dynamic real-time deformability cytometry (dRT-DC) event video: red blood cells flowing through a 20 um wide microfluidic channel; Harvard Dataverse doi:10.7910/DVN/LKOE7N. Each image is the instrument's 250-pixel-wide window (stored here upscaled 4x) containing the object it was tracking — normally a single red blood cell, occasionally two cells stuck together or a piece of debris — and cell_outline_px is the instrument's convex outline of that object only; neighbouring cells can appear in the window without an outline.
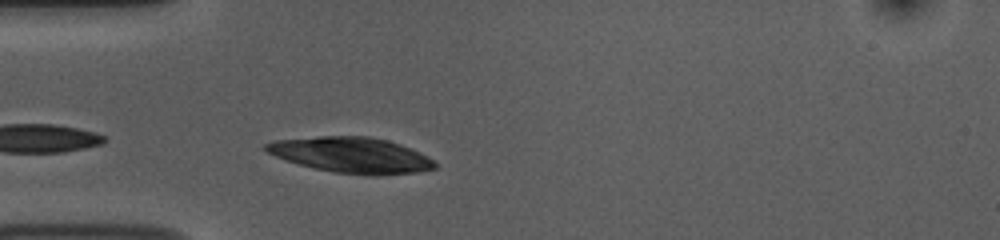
{"species": "common noctule bat (a hibernating species)", "species_latin": "Nyctalus noctula", "temperature_condition": "room temperature", "stored_images_in_passage": 11, "camera_frame_rate_fps": 3000, "um_per_image_px": 0.085, "animal": {"sex": "female", "body_mass_g": 10.0, "forearm_length_mm": 53.1}, "frame": {"image": 1, "passage_image": 2, "time_ms": 0.333, "image_size_px": [1000, 240], "cell_outline_px": [[436, 168], [420, 172], [336, 172], [316, 168], [300, 164], [276, 156], [268, 152], [264, 148], [264, 144], [276, 140], [320, 136], [368, 136], [388, 140], [400, 144], [432, 160], [436, 164]], "centroid_in_image_um": [29.79, 13.12], "position_along_channel_um": 55.2, "area_um2": 33.35}}
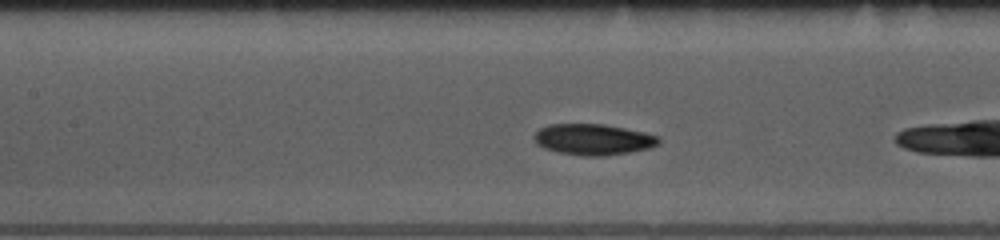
{"frame": {"image": 2, "passage_image": 8, "time_ms": 2.333, "image_size_px": [1000, 240], "cell_outline_px": [[660, 144], [648, 148], [628, 152], [604, 156], [584, 156], [560, 152], [544, 148], [536, 144], [532, 136], [540, 128], [548, 124], [604, 124], [644, 132], [660, 136]], "centroid_in_image_um": [50.41, 11.85], "position_along_channel_um": 157.0, "area_um2": 22.54}}